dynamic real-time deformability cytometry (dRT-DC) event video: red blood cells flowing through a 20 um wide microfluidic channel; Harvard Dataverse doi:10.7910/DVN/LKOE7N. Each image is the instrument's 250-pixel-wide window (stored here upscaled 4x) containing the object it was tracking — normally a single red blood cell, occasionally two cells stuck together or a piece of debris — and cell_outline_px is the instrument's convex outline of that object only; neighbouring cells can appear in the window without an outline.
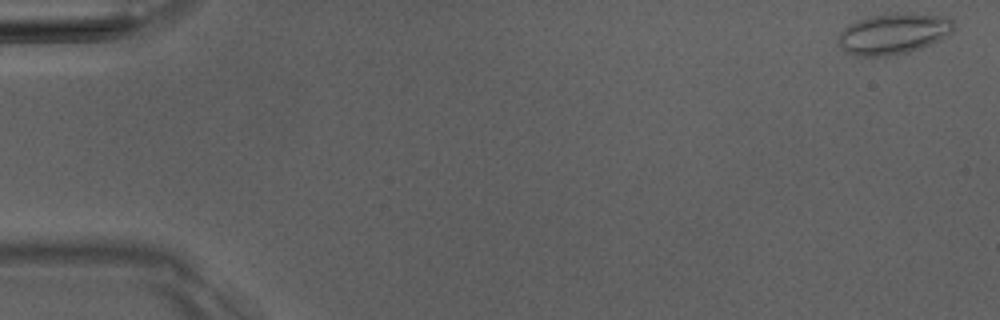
{"species": "Egyptian fruit bat (a non-hibernating species)", "species_latin": "Rousettus aegyptiacus", "temperature_condition": "room temperature", "stored_images_in_passage": 6, "camera_frame_rate_fps": 3000, "um_per_image_px": 0.085, "animal": {"sex": "male"}, "frame": {"image": 1, "passage_image": 1, "time_ms": 0.0, "image_size_px": [1000, 320], "cell_outline_px": [[952, 32], [940, 40], [920, 48], [908, 52], [884, 56], [860, 56], [844, 52], [836, 40], [840, 32], [848, 24], [856, 20], [868, 16], [896, 12], [908, 12], [948, 16], [952, 20]], "centroid_in_image_um": [75.91, 2.84], "position_along_channel_um": 9.1, "area_um2": 27.86}}